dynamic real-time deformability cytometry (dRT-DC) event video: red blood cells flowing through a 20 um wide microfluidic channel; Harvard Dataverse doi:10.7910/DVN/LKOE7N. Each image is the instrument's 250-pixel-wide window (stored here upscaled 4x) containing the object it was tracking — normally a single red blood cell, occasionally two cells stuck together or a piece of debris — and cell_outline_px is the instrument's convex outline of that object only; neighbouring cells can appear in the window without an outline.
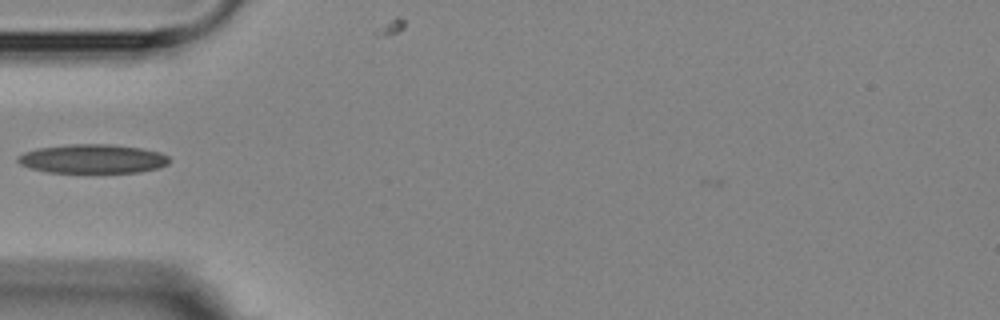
{"species": "Egyptian fruit bat (a non-hibernating species)", "species_latin": "Rousettus aegyptiacus", "temperature_condition": "room temperature", "stored_images_in_passage": 8, "camera_frame_rate_fps": 3000, "um_per_image_px": 0.085, "animal": {"sex": "female"}, "frame": {"image": 1, "passage_image": 6, "time_ms": 5.667, "image_size_px": [1000, 320], "cell_outline_px": [[168, 164], [160, 168], [140, 172], [48, 172], [28, 168], [20, 164], [16, 160], [16, 156], [24, 152], [36, 148], [72, 144], [108, 144], [140, 148], [160, 152], [168, 156]], "centroid_in_image_um": [7.84, 13.5], "position_along_channel_um": 77.2, "area_um2": 25.66}}
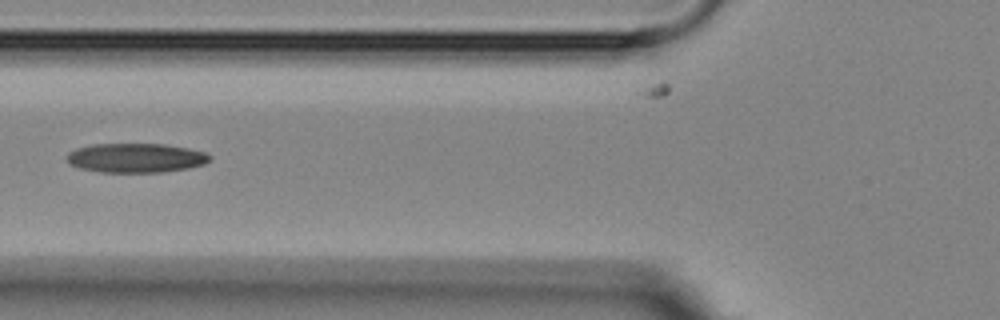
{"frame": {"image": 2, "passage_image": 7, "time_ms": 6.667, "image_size_px": [1000, 320], "cell_outline_px": [[212, 160], [204, 164], [188, 168], [160, 172], [100, 172], [80, 168], [68, 164], [64, 156], [68, 152], [76, 148], [92, 144], [164, 144], [188, 148], [204, 152], [212, 156]], "centroid_in_image_um": [11.51, 13.42], "position_along_channel_um": 114.3, "area_um2": 24.62}}